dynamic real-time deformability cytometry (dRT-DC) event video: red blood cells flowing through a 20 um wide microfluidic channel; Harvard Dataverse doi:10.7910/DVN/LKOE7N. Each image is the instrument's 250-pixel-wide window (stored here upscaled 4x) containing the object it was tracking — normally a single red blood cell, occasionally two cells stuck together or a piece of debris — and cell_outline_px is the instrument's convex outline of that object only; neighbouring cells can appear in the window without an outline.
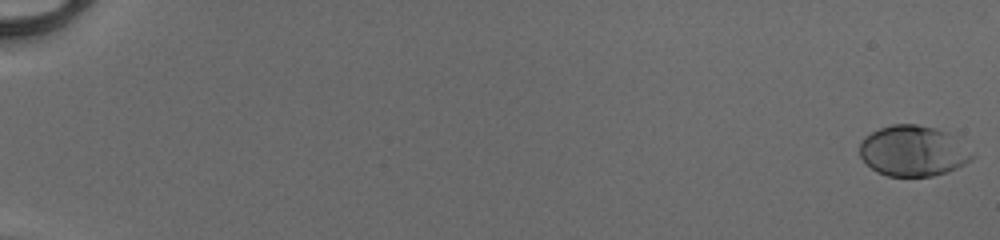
{"species": "human", "species_latin": "Homo sapiens", "temperature_condition": "cold", "stored_images_in_passage": 53, "camera_frame_rate_fps": 3000, "um_per_image_px": 0.085, "donor": {"sex": "male"}, "frame": {"image": 1, "passage_image": 1, "time_ms": 0.0, "image_size_px": [1000, 240], "cell_outline_px": [[976, 156], [972, 160], [948, 172], [932, 176], [888, 176], [876, 172], [860, 156], [860, 144], [864, 136], [880, 128], [892, 124], [916, 124], [936, 128], [944, 132]], "centroid_in_image_um": [77.57, 12.84], "position_along_channel_um": 7.4, "area_um2": 32.71}}
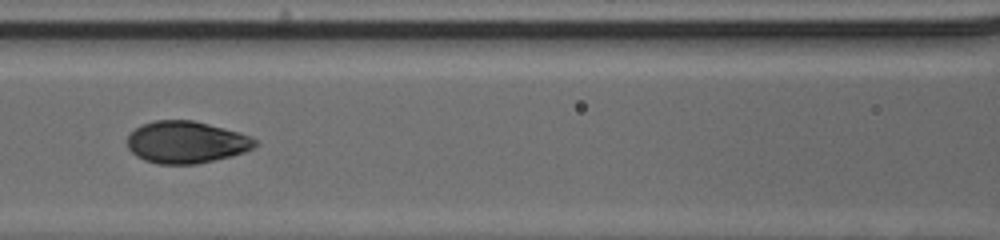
{"frame": {"image": 2, "passage_image": 27, "time_ms": 8.667, "image_size_px": [1000, 240], "cell_outline_px": [[260, 144], [244, 152], [232, 156], [196, 164], [156, 164], [144, 160], [136, 156], [128, 148], [128, 136], [140, 124], [156, 120], [192, 120], [224, 128], [248, 136], [256, 140]], "centroid_in_image_um": [15.81, 12.09], "position_along_channel_um": 150.8, "area_um2": 31.21}}
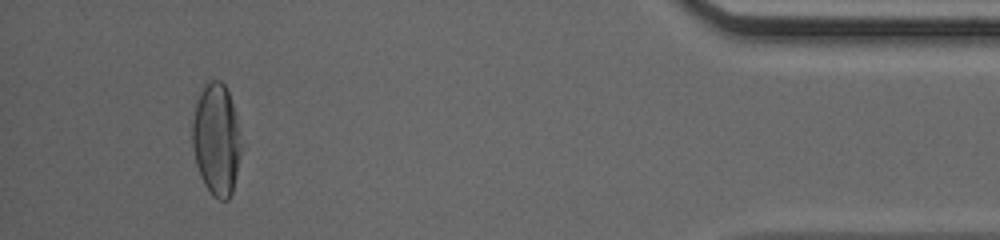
{"frame": {"image": 3, "passage_image": 50, "time_ms": 16.333, "image_size_px": [1000, 240], "cell_outline_px": [[244, 144], [232, 192], [228, 200], [220, 200], [212, 196], [204, 184], [200, 176], [196, 164], [192, 148], [192, 120], [196, 100], [204, 80], [208, 76], [220, 80], [224, 84], [228, 92], [232, 104]], "centroid_in_image_um": [18.39, 11.8], "position_along_channel_um": 416.8, "area_um2": 32.95}, "authors_computed_cell_mechanics": {"area_um2": 32.368, "velocity_mm_per_s": 4.1422, "shape_relaxation_time_tau1_ms": 3.3085, "shape_relaxation_time_tau2_ms": null, "deformation_change_tau1": 0.1778, "deformation_change_tau2": null}}